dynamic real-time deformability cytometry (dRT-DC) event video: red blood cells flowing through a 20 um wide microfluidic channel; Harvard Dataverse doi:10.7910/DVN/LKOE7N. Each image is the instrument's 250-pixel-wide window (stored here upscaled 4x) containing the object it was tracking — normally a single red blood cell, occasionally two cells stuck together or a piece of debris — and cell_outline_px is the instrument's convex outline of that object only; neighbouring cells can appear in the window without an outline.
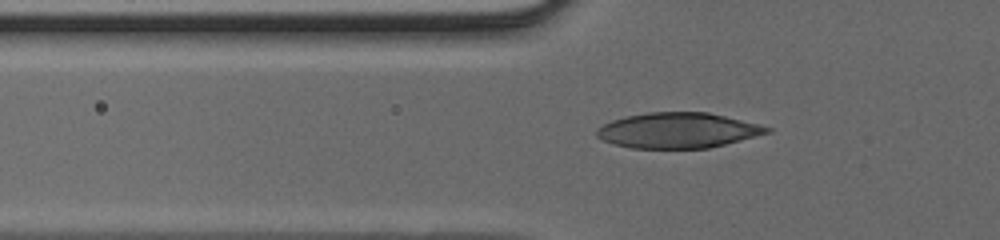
{"species": "human", "species_latin": "Homo sapiens", "temperature_condition": "cold", "stored_images_in_passage": 39, "camera_frame_rate_fps": 3000, "um_per_image_px": 0.085, "donor": {"sex": "male"}, "frame": {"image": 1, "passage_image": 11, "time_ms": 3.333, "image_size_px": [1000, 240], "cell_outline_px": [[772, 132], [708, 148], [632, 148], [616, 144], [604, 140], [596, 136], [596, 128], [612, 120], [628, 116], [648, 112], [708, 112], [772, 128]], "centroid_in_image_um": [57.6, 11.08], "position_along_channel_um": 68.2, "area_um2": 34.68}}
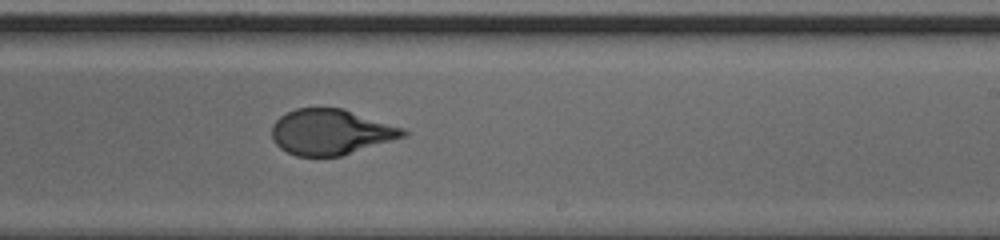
{"frame": {"image": 2, "passage_image": 24, "time_ms": 7.667, "image_size_px": [1000, 240], "cell_outline_px": [[408, 136], [340, 156], [296, 156], [280, 148], [272, 140], [272, 124], [280, 116], [296, 108], [344, 108], [404, 128], [408, 132]], "centroid_in_image_um": [28.13, 11.22], "position_along_channel_um": 260.9, "area_um2": 34.97}}
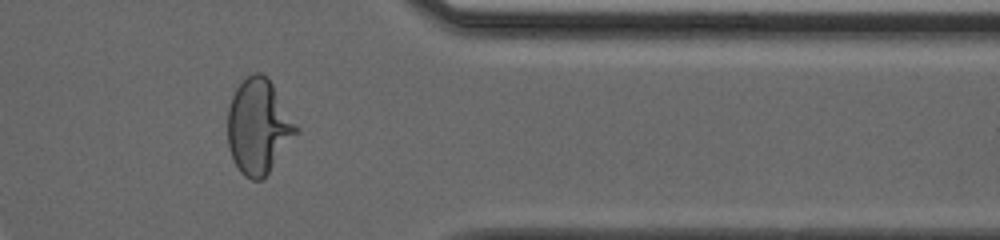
{"frame": {"image": 3, "passage_image": 33, "time_ms": 10.667, "image_size_px": [1000, 240], "cell_outline_px": [[300, 132], [264, 180], [252, 180], [244, 176], [240, 172], [232, 156], [228, 144], [228, 108], [232, 96], [236, 88], [248, 76], [256, 72], [260, 72], [272, 84], [300, 128]], "centroid_in_image_um": [22.01, 10.81], "position_along_channel_um": 389.4, "area_um2": 38.03}}